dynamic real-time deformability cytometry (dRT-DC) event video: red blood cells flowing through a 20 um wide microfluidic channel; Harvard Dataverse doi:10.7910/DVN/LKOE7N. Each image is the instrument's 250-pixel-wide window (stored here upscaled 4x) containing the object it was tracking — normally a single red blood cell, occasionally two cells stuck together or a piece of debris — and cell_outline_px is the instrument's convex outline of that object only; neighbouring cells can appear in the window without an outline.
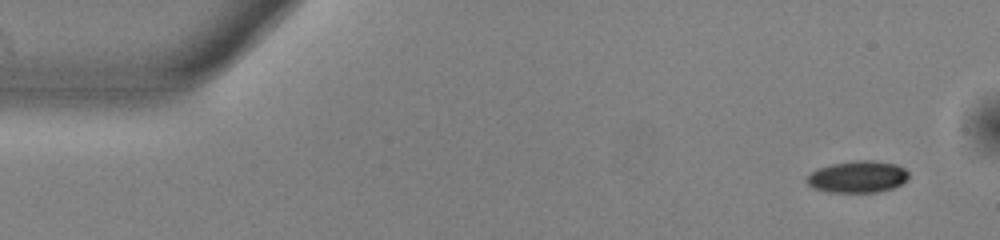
{"species": "common noctule bat (a hibernating species)", "species_latin": "Nyctalus noctula", "temperature_condition": "warm", "stored_images_in_passage": 28, "camera_frame_rate_fps": 3000, "um_per_image_px": 0.085, "animal": {"sex": "male", "body_mass_g": 13.0, "forearm_length_mm": 53.1}, "frame": {"image": 1, "passage_image": 1, "time_ms": 0.0, "image_size_px": [1000, 240], "cell_outline_px": [[908, 176], [900, 184], [892, 188], [876, 192], [828, 192], [812, 188], [808, 184], [808, 176], [816, 168], [832, 164], [856, 160], [872, 160], [896, 164], [904, 168], [908, 172]], "centroid_in_image_um": [72.88, 15.02], "position_along_channel_um": 12.1, "area_um2": 18.73}}
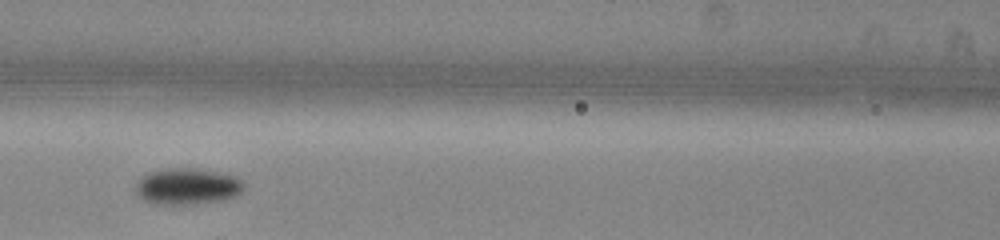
{"frame": {"image": 2, "passage_image": 21, "time_ms": 6.667, "image_size_px": [1000, 240], "cell_outline_px": [[244, 188], [236, 196], [224, 200], [196, 204], [152, 204], [136, 196], [136, 180], [140, 176], [156, 168], [200, 168], [240, 176], [244, 180]], "centroid_in_image_um": [15.92, 15.82], "position_along_channel_um": 150.7, "area_um2": 23.81}}
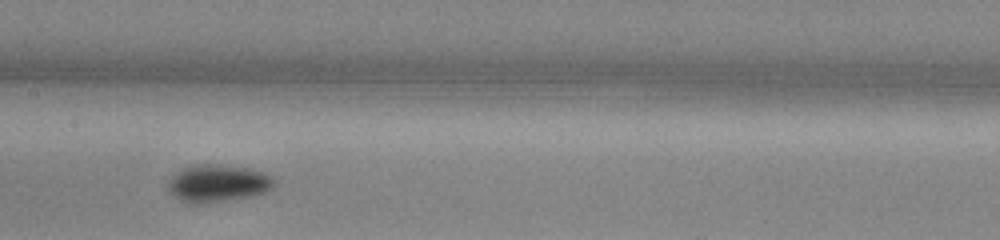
{"frame": {"image": 3, "passage_image": 24, "time_ms": 7.667, "image_size_px": [1000, 240], "cell_outline_px": [[276, 188], [268, 192], [252, 196], [208, 204], [184, 204], [172, 196], [168, 192], [168, 180], [180, 168], [188, 164], [236, 164], [252, 168], [276, 176]], "centroid_in_image_um": [18.55, 15.57], "position_along_channel_um": 188.9, "area_um2": 24.74}}